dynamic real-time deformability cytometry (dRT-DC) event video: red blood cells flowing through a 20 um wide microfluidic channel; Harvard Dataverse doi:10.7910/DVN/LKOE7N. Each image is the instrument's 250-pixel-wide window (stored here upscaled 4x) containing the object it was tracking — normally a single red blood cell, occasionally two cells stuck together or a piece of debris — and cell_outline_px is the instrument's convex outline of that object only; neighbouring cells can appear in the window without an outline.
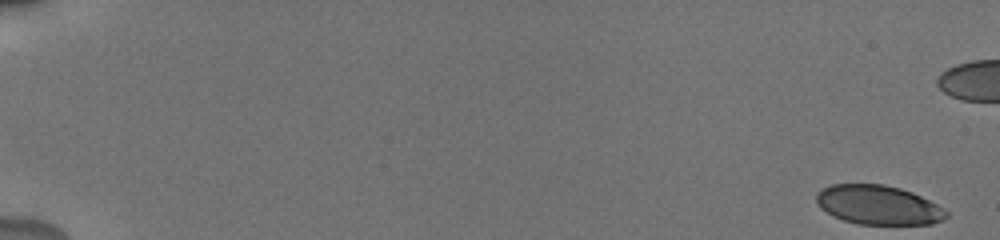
{"species": "human", "species_latin": "Homo sapiens", "temperature_condition": "cold", "stored_images_in_passage": 50, "camera_frame_rate_fps": 3000, "um_per_image_px": 0.085, "donor": {"sex": "male"}, "frame": {"image": 1, "passage_image": 1, "time_ms": 0.0, "image_size_px": [1000, 240], "cell_outline_px": [[948, 216], [944, 220], [932, 224], [860, 224], [844, 220], [832, 216], [820, 208], [816, 200], [816, 196], [824, 188], [832, 184], [884, 184], [900, 188], [912, 192], [936, 204], [948, 212]], "centroid_in_image_um": [74.66, 17.43], "position_along_channel_um": 10.3, "area_um2": 29.59}}
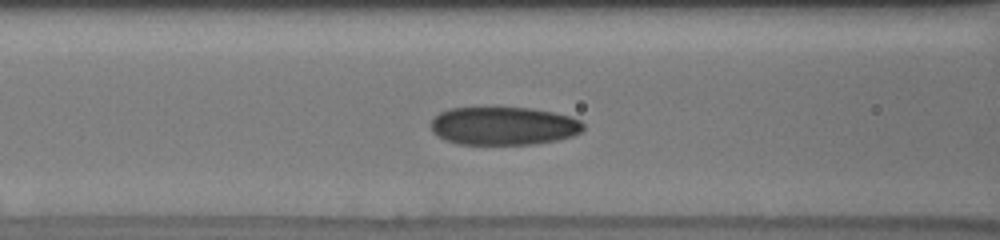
{"frame": {"image": 2, "passage_image": 25, "time_ms": 8.0, "image_size_px": [1000, 240], "cell_outline_px": [[584, 128], [580, 132], [572, 136], [556, 140], [532, 144], [460, 144], [444, 140], [436, 136], [432, 132], [432, 120], [440, 112], [448, 108], [532, 108], [552, 112], [568, 116], [580, 120], [584, 124]], "centroid_in_image_um": [42.78, 10.71], "position_along_channel_um": 123.8, "area_um2": 33.81}}
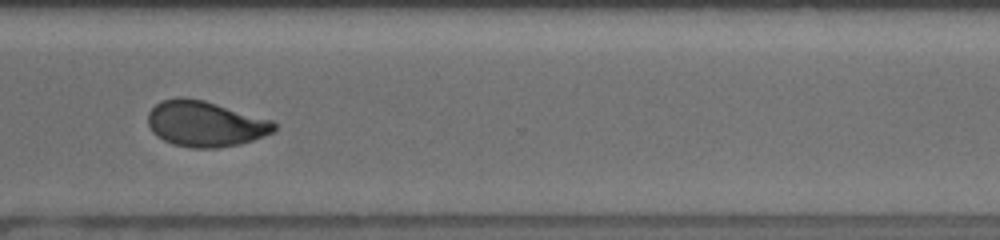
{"frame": {"image": 3, "passage_image": 43, "time_ms": 14.0, "image_size_px": [1000, 240], "cell_outline_px": [[276, 128], [272, 132], [252, 140], [240, 144], [216, 148], [192, 148], [172, 144], [156, 136], [152, 132], [148, 124], [148, 112], [160, 100], [176, 96], [184, 96], [204, 100], [272, 120], [276, 124]], "centroid_in_image_um": [17.4, 10.51], "position_along_channel_um": 353.2, "area_um2": 33.76}}